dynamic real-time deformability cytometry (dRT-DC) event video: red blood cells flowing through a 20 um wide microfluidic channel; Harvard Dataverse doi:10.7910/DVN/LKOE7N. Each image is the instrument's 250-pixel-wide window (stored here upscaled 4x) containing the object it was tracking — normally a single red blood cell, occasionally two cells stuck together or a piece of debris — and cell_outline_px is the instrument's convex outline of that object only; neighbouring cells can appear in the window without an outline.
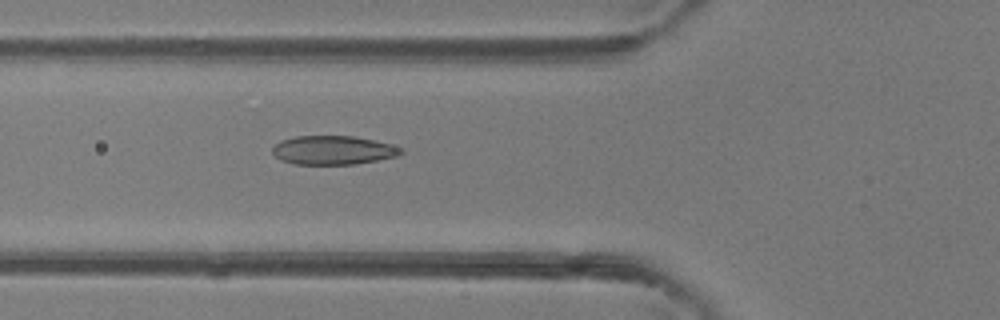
{"species": "common noctule bat (a hibernating species)", "species_latin": "Nyctalus noctula", "temperature_condition": "room temperature", "stored_images_in_passage": 47, "camera_frame_rate_fps": 3000, "um_per_image_px": 0.085, "animal": {"sex": "female"}, "frame": {"image": 1, "passage_image": 17, "time_ms": 5.333, "image_size_px": [1000, 320], "cell_outline_px": [[404, 152], [400, 156], [356, 164], [296, 164], [280, 160], [272, 152], [272, 148], [280, 140], [296, 136], [352, 136], [372, 140], [404, 148]], "centroid_in_image_um": [28.33, 12.77], "position_along_channel_um": 97.5, "area_um2": 21.62}}
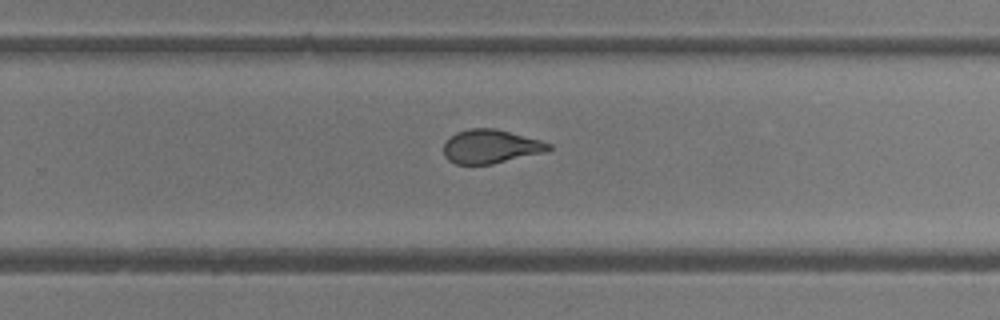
{"frame": {"image": 2, "passage_image": 30, "time_ms": 9.667, "image_size_px": [1000, 320], "cell_outline_px": [[552, 148], [544, 152], [492, 164], [456, 164], [448, 160], [444, 156], [444, 144], [456, 132], [472, 128], [496, 128], [540, 140], [552, 144]], "centroid_in_image_um": [41.71, 12.45], "position_along_channel_um": 288.1, "area_um2": 20.52}}
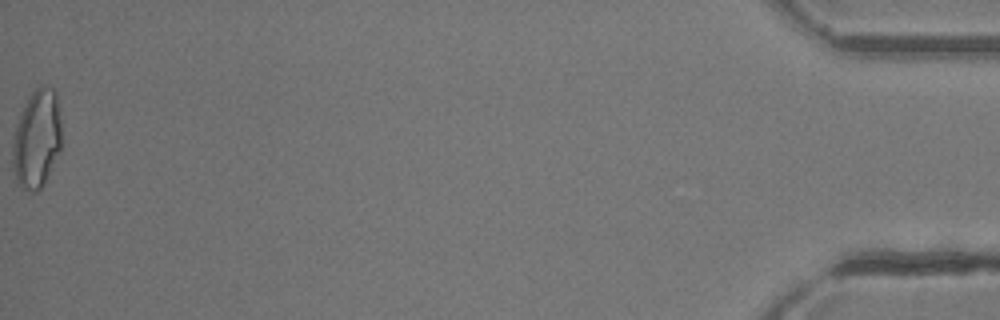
{"frame": {"image": 3, "passage_image": 47, "time_ms": 15.333, "image_size_px": [1000, 320], "cell_outline_px": [[60, 148], [40, 188], [36, 192], [32, 192], [20, 188], [16, 180], [12, 168], [12, 144], [16, 124], [20, 112], [28, 96], [40, 84], [48, 84], [56, 92], [60, 116]], "centroid_in_image_um": [3.09, 11.75], "position_along_channel_um": 432.1, "area_um2": 28.09}, "authors_computed_cell_mechanics": {"area_um2": 22.3108, "velocity_mm_per_s": 4.388, "shape_relaxation_time_tau1_ms": 10.8393, "shape_relaxation_time_tau2_ms": 1.0498, "deformation_change_tau1": 0.2936, "deformation_change_tau2": 0.0697}}